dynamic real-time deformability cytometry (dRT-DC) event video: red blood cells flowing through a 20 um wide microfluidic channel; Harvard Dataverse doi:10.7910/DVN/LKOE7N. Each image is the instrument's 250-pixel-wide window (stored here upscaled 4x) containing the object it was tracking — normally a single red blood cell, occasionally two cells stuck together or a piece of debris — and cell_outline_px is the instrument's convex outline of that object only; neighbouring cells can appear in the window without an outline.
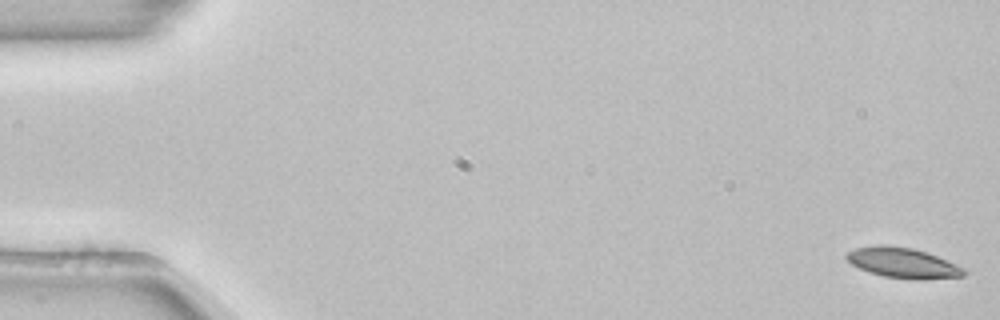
{"species": "common noctule bat (a hibernating species)", "species_latin": "Nyctalus noctula", "temperature_condition": "room temperature", "stored_images_in_passage": 53, "camera_frame_rate_fps": 3000, "um_per_image_px": 0.085, "animal": {"sex": "female", "body_mass_g": 22.7, "forearm_length_mm": 54.2}, "frame": {"image": 1, "passage_image": 1, "time_ms": 0.0, "image_size_px": [1000, 320], "cell_outline_px": [[968, 272], [964, 276], [920, 280], [912, 280], [884, 276], [868, 272], [852, 264], [844, 256], [848, 252], [856, 248], [912, 248], [928, 252], [964, 268]], "centroid_in_image_um": [76.83, 22.41], "position_along_channel_um": 8.2, "area_um2": 19.94}}
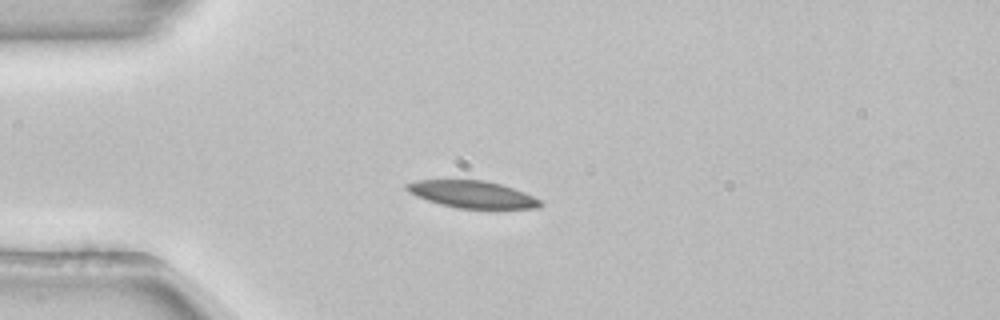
{"frame": {"image": 2, "passage_image": 14, "time_ms": 4.333, "image_size_px": [1000, 320], "cell_outline_px": [[544, 204], [540, 208], [456, 208], [440, 204], [416, 196], [408, 192], [404, 188], [404, 184], [416, 180], [484, 180], [500, 184], [524, 192], [540, 200]], "centroid_in_image_um": [40.11, 16.51], "position_along_channel_um": 44.9, "area_um2": 21.04}}
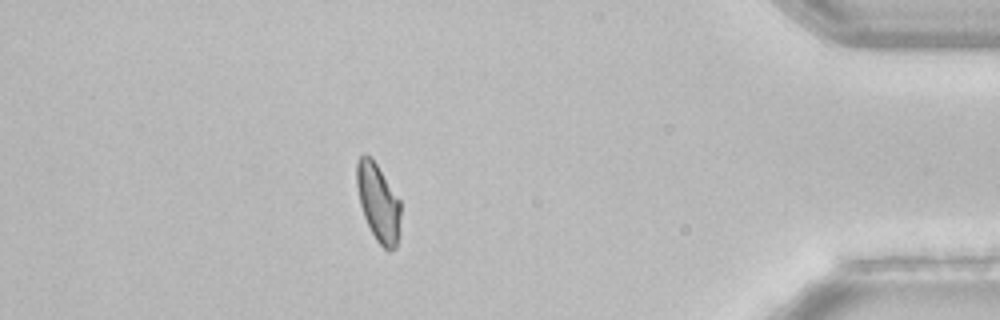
{"frame": {"image": 3, "passage_image": 47, "time_ms": 15.333, "image_size_px": [1000, 320], "cell_outline_px": [[400, 232], [396, 248], [388, 252], [376, 240], [364, 216], [360, 204], [356, 184], [356, 160], [364, 152], [372, 156], [400, 200]], "centroid_in_image_um": [32.15, 17.19], "position_along_channel_um": 403.1, "area_um2": 20.23}, "authors_computed_cell_mechanics": {"area_um2": 20.808, "velocity_mm_per_s": 3.8591, "shape_relaxation_time_tau1_ms": 6.5407, "shape_relaxation_time_tau2_ms": null, "deformation_change_tau1": 0.163, "deformation_change_tau2": null}}